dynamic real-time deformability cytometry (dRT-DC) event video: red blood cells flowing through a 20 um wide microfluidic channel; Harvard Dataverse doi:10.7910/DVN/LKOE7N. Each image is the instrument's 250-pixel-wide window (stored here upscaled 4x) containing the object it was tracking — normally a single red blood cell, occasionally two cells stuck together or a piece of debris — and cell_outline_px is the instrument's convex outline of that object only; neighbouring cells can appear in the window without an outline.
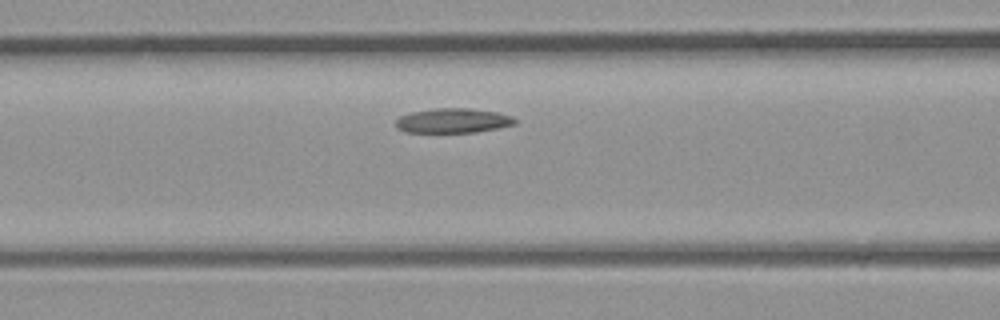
{"species": "common noctule bat (a hibernating species)", "species_latin": "Nyctalus noctula", "temperature_condition": "room temperature", "stored_images_in_passage": 5, "camera_frame_rate_fps": 3000, "um_per_image_px": 0.085, "animal": {"sex": "male", "body_mass_g": 23.1, "forearm_length_mm": 52.7}, "frame": {"image": 1, "passage_image": 5, "time_ms": 1.333, "image_size_px": [1000, 320], "cell_outline_px": [[516, 124], [476, 132], [404, 132], [396, 128], [396, 120], [400, 116], [412, 112], [436, 108], [468, 108], [496, 112], [512, 116], [516, 120]], "centroid_in_image_um": [38.49, 10.25], "position_along_channel_um": 128.1, "area_um2": 16.99}}